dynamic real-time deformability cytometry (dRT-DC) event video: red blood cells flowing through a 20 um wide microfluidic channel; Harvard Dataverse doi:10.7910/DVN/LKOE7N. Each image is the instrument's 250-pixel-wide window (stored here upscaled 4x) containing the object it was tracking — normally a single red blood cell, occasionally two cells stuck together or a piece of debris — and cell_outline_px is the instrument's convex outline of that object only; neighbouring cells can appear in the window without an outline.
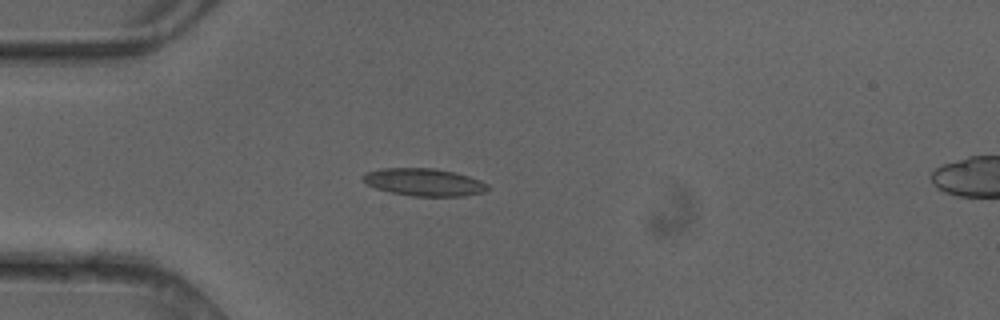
{"species": "common noctule bat (a hibernating species)", "species_latin": "Nyctalus noctula", "temperature_condition": "cold", "stored_images_in_passage": 5, "segment_of_instrument_passage": [1, 2], "camera_frame_rate_fps": 3000, "um_per_image_px": 0.085, "animal": {"sex": "female"}, "frame": {"image": 1, "passage_image": 4, "time_ms": 1.0, "image_size_px": [1000, 320], "cell_outline_px": [[492, 188], [484, 192], [464, 196], [412, 196], [392, 192], [376, 188], [360, 180], [360, 176], [364, 172], [380, 168], [436, 168], [456, 172], [480, 180], [488, 184]], "centroid_in_image_um": [36.04, 15.47], "position_along_channel_um": 49.0, "area_um2": 20.29}}